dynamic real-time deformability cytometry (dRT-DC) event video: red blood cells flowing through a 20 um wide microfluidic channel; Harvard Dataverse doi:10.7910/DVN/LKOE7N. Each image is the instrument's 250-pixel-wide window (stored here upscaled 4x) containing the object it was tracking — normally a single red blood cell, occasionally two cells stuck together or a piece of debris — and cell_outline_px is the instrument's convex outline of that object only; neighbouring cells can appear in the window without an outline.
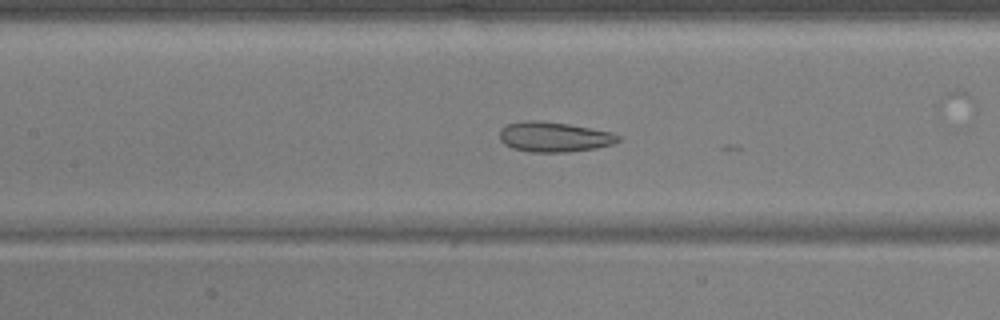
{"species": "common noctule bat (a hibernating species)", "species_latin": "Nyctalus noctula", "temperature_condition": "warm", "stored_images_in_passage": 29, "camera_frame_rate_fps": 3000, "um_per_image_px": 0.085, "animal": {"sex": "male", "body_mass_g": 17.9, "forearm_length_mm": 54.2}, "frame": {"image": 1, "passage_image": 25, "time_ms": 8.0, "image_size_px": [1000, 320], "cell_outline_px": [[620, 140], [612, 144], [596, 148], [568, 152], [528, 152], [512, 148], [504, 144], [500, 140], [500, 128], [508, 124], [528, 120], [540, 120], [568, 124], [612, 132], [620, 136]], "centroid_in_image_um": [47.08, 11.64], "position_along_channel_um": 160.3, "area_um2": 20.81}}
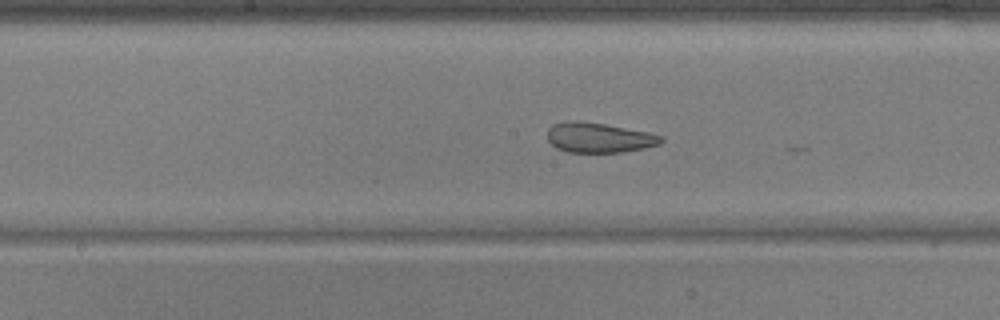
{"frame": {"image": 2, "passage_image": 28, "time_ms": 9.0, "image_size_px": [1000, 320], "cell_outline_px": [[664, 140], [660, 144], [644, 148], [620, 152], [568, 152], [556, 148], [548, 140], [548, 128], [552, 124], [568, 120], [576, 120], [604, 124], [648, 132], [660, 136]], "centroid_in_image_um": [50.87, 11.69], "position_along_channel_um": 197.3, "area_um2": 19.77}}